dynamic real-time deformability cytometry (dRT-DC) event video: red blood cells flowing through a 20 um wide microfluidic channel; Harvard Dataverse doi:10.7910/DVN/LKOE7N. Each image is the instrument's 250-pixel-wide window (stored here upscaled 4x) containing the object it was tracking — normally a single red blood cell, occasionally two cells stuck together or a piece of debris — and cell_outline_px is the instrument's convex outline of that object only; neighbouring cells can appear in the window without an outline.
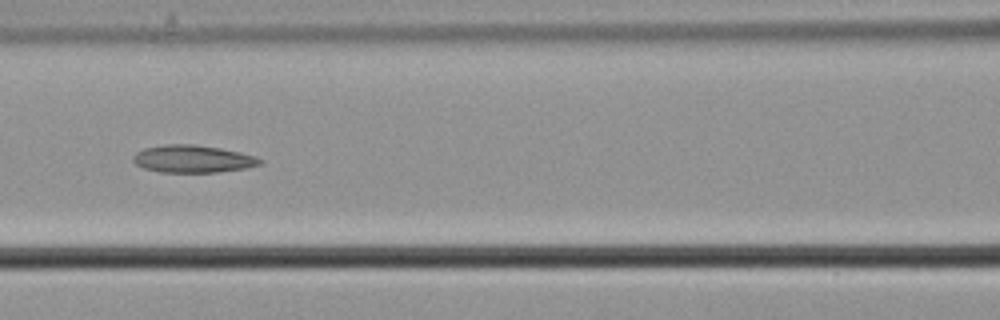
{"species": "common noctule bat (a hibernating species)", "species_latin": "Nyctalus noctula", "temperature_condition": "cold", "stored_images_in_passage": 8, "camera_frame_rate_fps": 3000, "um_per_image_px": 0.085, "animal": {"sex": "male", "body_mass_g": 21.5, "forearm_length_mm": 52.0}, "frame": {"image": 1, "passage_image": 7, "time_ms": 2.0, "image_size_px": [1000, 320], "cell_outline_px": [[264, 164], [244, 168], [216, 172], [160, 172], [144, 168], [136, 164], [132, 160], [132, 156], [136, 152], [144, 148], [164, 144], [192, 144], [220, 148], [240, 152], [256, 156], [264, 160]], "centroid_in_image_um": [16.4, 13.5], "position_along_channel_um": 150.2, "area_um2": 20.4}}
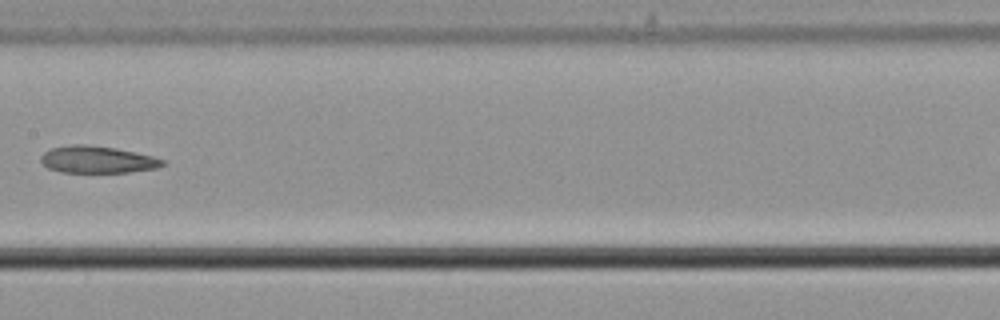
{"frame": {"image": 2, "passage_image": 8, "time_ms": 2.333, "image_size_px": [1000, 320], "cell_outline_px": [[168, 164], [156, 168], [128, 172], [60, 172], [48, 168], [40, 160], [40, 156], [44, 152], [52, 148], [72, 144], [84, 144], [116, 148], [152, 156], [164, 160]], "centroid_in_image_um": [8.27, 13.56], "position_along_channel_um": 199.1, "area_um2": 19.13}}